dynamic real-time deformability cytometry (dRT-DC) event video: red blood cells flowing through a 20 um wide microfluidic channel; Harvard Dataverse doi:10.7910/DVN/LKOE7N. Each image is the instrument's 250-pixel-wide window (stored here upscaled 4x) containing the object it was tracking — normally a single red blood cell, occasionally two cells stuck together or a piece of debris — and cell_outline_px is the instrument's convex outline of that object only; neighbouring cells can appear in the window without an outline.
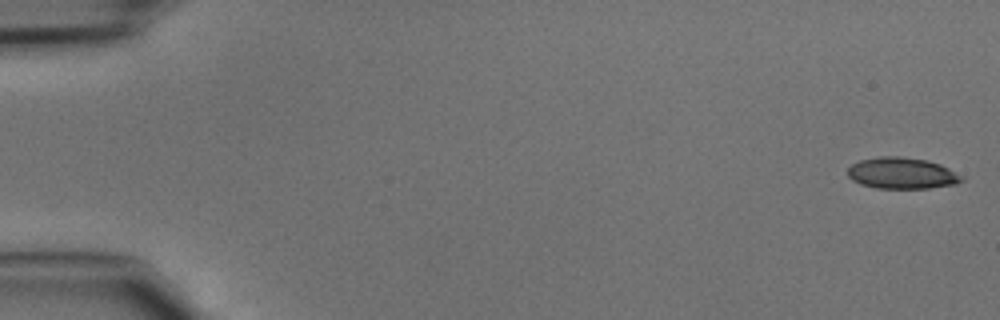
{"species": "common noctule bat (a hibernating species)", "species_latin": "Nyctalus noctula", "temperature_condition": "cold", "stored_images_in_passage": 43, "camera_frame_rate_fps": 3000, "um_per_image_px": 0.085, "animal": {"sex": "male", "body_mass_g": 15.6}, "frame": {"image": 1, "passage_image": 1, "time_ms": 0.0, "image_size_px": [1000, 320], "cell_outline_px": [[964, 180], [956, 184], [928, 188], [876, 188], [860, 184], [852, 180], [848, 176], [848, 168], [852, 164], [860, 160], [880, 156], [900, 156], [924, 160], [940, 164], [948, 168], [960, 176]], "centroid_in_image_um": [76.62, 14.72], "position_along_channel_um": 8.4, "area_um2": 20.63}}
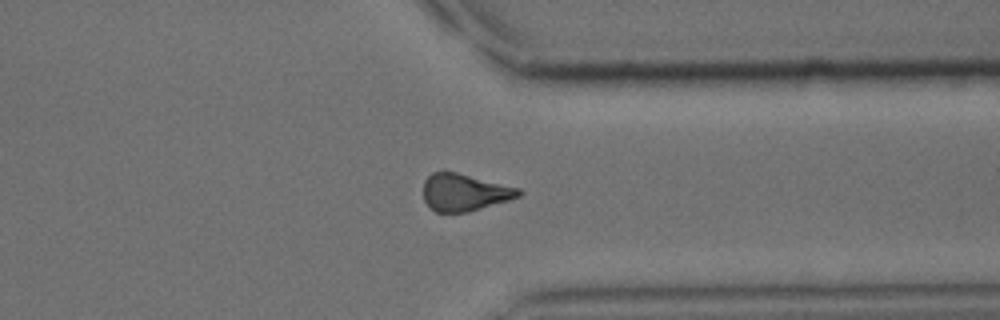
{"frame": {"image": 2, "passage_image": 36, "time_ms": 11.667, "image_size_px": [1000, 320], "cell_outline_px": [[524, 192], [520, 196], [508, 200], [468, 212], [436, 212], [424, 200], [424, 180], [432, 172], [456, 172], [520, 188]], "centroid_in_image_um": [39.5, 16.35], "position_along_channel_um": 371.9, "area_um2": 20.46}}
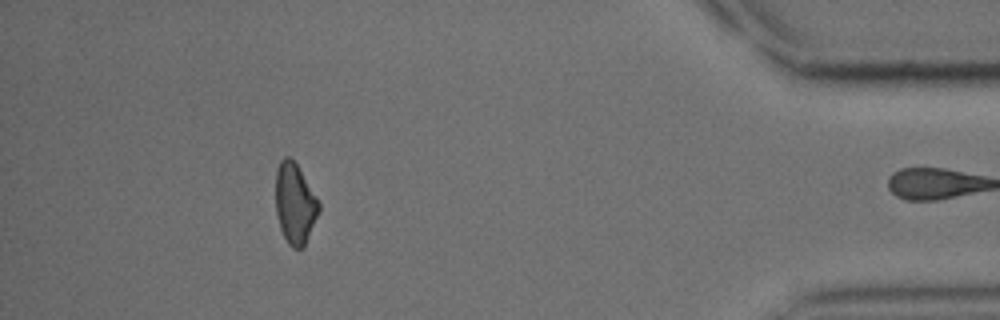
{"frame": {"image": 3, "passage_image": 42, "time_ms": 13.667, "image_size_px": [1000, 320], "cell_outline_px": [[320, 208], [304, 248], [292, 248], [288, 244], [280, 228], [276, 212], [276, 168], [280, 160], [284, 156], [288, 156], [296, 164], [316, 196], [320, 204]], "centroid_in_image_um": [25.05, 17.31], "position_along_channel_um": 410.1, "area_um2": 20.11}}